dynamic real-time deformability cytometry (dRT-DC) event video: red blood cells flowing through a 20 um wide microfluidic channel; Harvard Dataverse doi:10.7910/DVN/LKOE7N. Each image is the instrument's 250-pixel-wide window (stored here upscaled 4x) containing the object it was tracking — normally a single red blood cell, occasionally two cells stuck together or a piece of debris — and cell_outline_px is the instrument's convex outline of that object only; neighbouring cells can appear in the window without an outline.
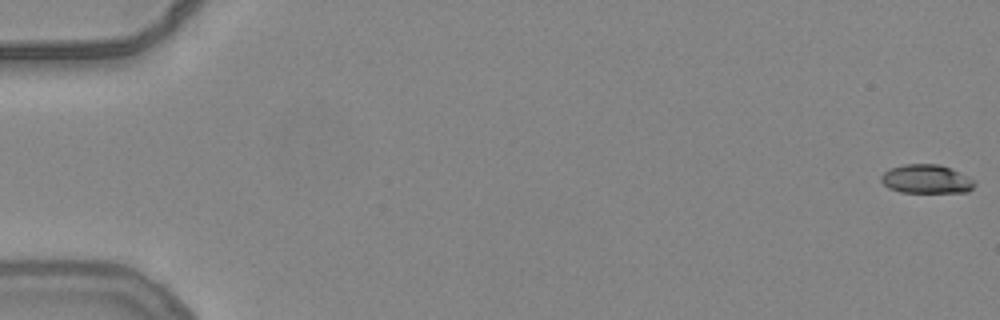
{"species": "common noctule bat (a hibernating species)", "species_latin": "Nyctalus noctula", "temperature_condition": "warm", "stored_images_in_passage": 40, "camera_frame_rate_fps": 3000, "um_per_image_px": 0.085, "animal": {"sex": "female", "body_mass_g": 24.6, "forearm_length_mm": 56.2}, "frame": {"image": 1, "passage_image": 1, "time_ms": 0.0, "image_size_px": [1000, 320], "cell_outline_px": [[976, 184], [968, 192], [900, 192], [888, 188], [880, 180], [880, 176], [888, 168], [904, 164], [940, 164], [960, 172], [976, 180]], "centroid_in_image_um": [78.74, 15.21], "position_along_channel_um": 6.3, "area_um2": 15.9}}
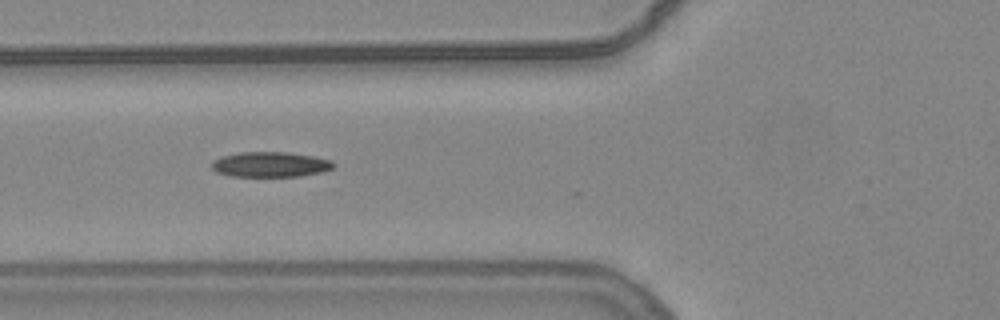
{"frame": {"image": 2, "passage_image": 22, "time_ms": 7.0, "image_size_px": [1000, 320], "cell_outline_px": [[336, 164], [332, 168], [324, 172], [300, 176], [228, 176], [216, 172], [212, 168], [212, 160], [220, 156], [240, 152], [288, 152], [312, 156], [332, 160]], "centroid_in_image_um": [22.97, 13.97], "position_along_channel_um": 102.8, "area_um2": 18.03}}
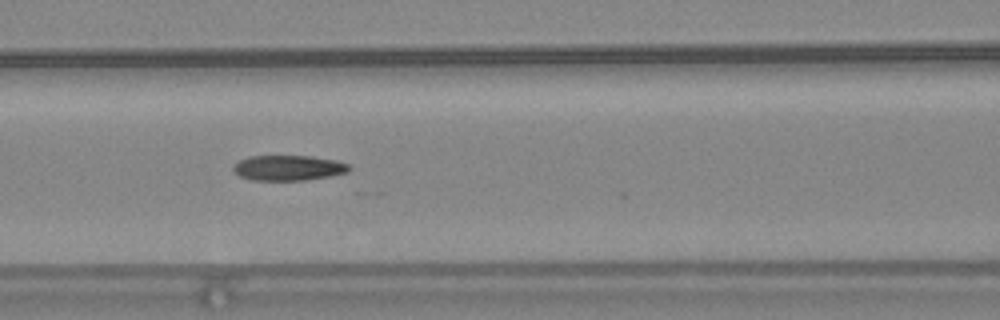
{"frame": {"image": 3, "passage_image": 25, "time_ms": 8.0, "image_size_px": [1000, 320], "cell_outline_px": [[352, 168], [348, 172], [332, 176], [308, 180], [252, 180], [240, 176], [232, 168], [240, 160], [248, 156], [312, 156], [336, 160], [348, 164]], "centroid_in_image_um": [24.57, 14.27], "position_along_channel_um": 142.0, "area_um2": 17.11}}